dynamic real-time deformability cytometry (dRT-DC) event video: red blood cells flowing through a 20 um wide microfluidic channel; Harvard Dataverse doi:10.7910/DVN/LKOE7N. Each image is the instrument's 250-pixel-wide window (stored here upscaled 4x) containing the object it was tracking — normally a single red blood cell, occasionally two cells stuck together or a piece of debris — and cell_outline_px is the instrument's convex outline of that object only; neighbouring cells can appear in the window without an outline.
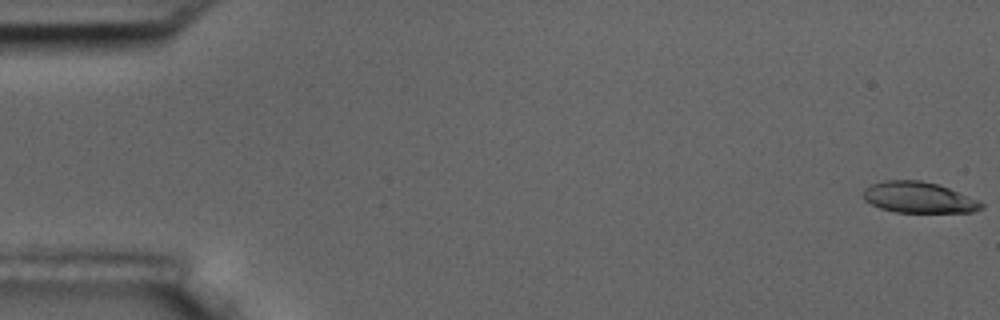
{"species": "common noctule bat (a hibernating species)", "species_latin": "Nyctalus noctula", "temperature_condition": "room temperature", "stored_images_in_passage": 56, "camera_frame_rate_fps": 3000, "um_per_image_px": 0.085, "animal": {"sex": "male", "body_mass_g": 17.5, "forearm_length_mm": 52.3}, "frame": {"image": 1, "passage_image": 1, "time_ms": 0.0, "image_size_px": [1000, 320], "cell_outline_px": [[984, 208], [972, 212], [896, 212], [880, 208], [864, 200], [864, 188], [872, 184], [884, 180], [920, 180], [936, 184], [948, 188], [980, 200], [984, 204]], "centroid_in_image_um": [78.11, 16.79], "position_along_channel_um": 6.9, "area_um2": 21.27}}
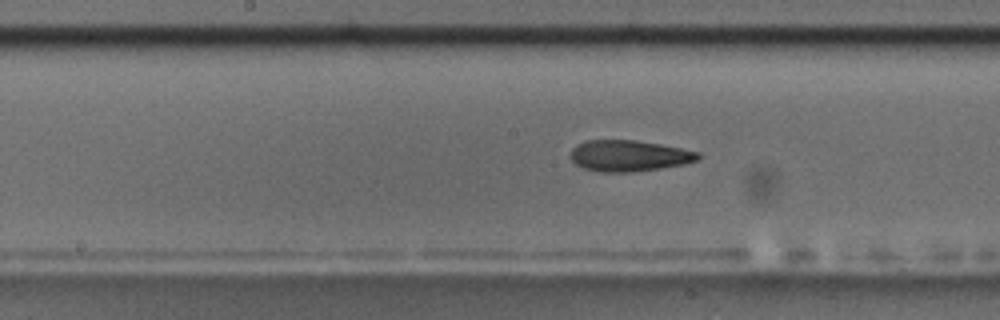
{"frame": {"image": 2, "passage_image": 29, "time_ms": 9.333, "image_size_px": [1000, 320], "cell_outline_px": [[700, 156], [696, 160], [684, 164], [660, 168], [632, 172], [600, 172], [584, 168], [576, 164], [572, 160], [572, 148], [576, 144], [584, 140], [636, 140], [660, 144], [700, 152]], "centroid_in_image_um": [53.45, 13.23], "position_along_channel_um": 194.8, "area_um2": 23.06}}
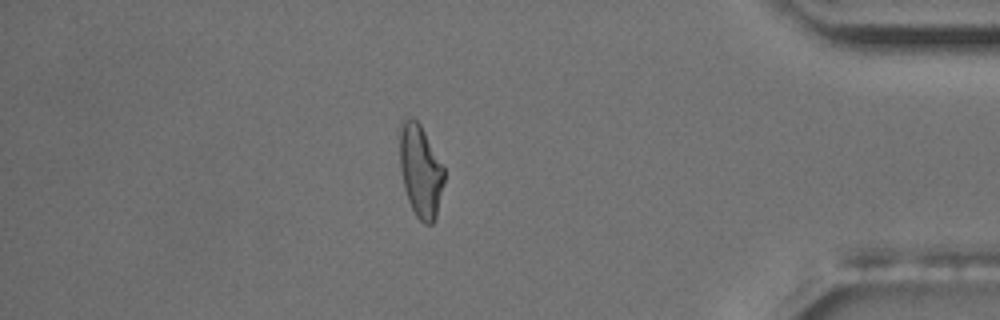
{"frame": {"image": 3, "passage_image": 49, "time_ms": 16.0, "image_size_px": [1000, 320], "cell_outline_px": [[444, 184], [436, 216], [432, 224], [424, 224], [416, 216], [408, 200], [404, 188], [400, 168], [400, 120], [404, 116], [412, 116], [420, 124], [444, 168]], "centroid_in_image_um": [35.72, 14.5], "position_along_channel_um": 399.5, "area_um2": 23.99}, "authors_computed_cell_mechanics": {"area_um2": 23.0622, "velocity_mm_per_s": 3.6122, "shape_relaxation_time_tau1_ms": 4.2277, "shape_relaxation_time_tau2_ms": 2.7164, "deformation_change_tau1": 0.1809, "deformation_change_tau2": 0.0996}}